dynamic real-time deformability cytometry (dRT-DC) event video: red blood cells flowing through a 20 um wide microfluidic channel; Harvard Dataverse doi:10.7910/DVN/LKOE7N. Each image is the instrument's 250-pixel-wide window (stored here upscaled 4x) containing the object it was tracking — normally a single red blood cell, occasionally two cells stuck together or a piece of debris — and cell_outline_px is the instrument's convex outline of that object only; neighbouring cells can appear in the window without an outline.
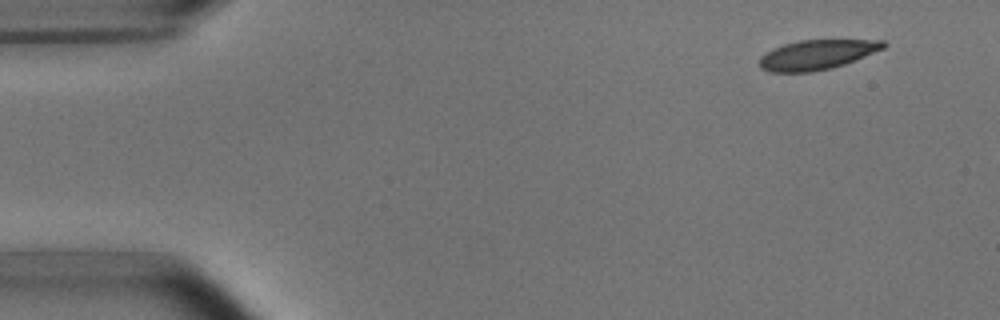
{"species": "common noctule bat (a hibernating species)", "species_latin": "Nyctalus noctula", "temperature_condition": "room temperature", "stored_images_in_passage": 3, "camera_frame_rate_fps": 3000, "um_per_image_px": 0.085, "animal": {"sex": "male", "body_mass_g": 15.6}, "frame": {"image": 1, "passage_image": 1, "time_ms": 0.0, "image_size_px": [1000, 320], "cell_outline_px": [[888, 44], [884, 48], [844, 64], [832, 68], [812, 72], [768, 72], [760, 68], [760, 56], [772, 48], [784, 44], [800, 40], [884, 40]], "centroid_in_image_um": [69.41, 4.65], "position_along_channel_um": 15.6, "area_um2": 21.44}}